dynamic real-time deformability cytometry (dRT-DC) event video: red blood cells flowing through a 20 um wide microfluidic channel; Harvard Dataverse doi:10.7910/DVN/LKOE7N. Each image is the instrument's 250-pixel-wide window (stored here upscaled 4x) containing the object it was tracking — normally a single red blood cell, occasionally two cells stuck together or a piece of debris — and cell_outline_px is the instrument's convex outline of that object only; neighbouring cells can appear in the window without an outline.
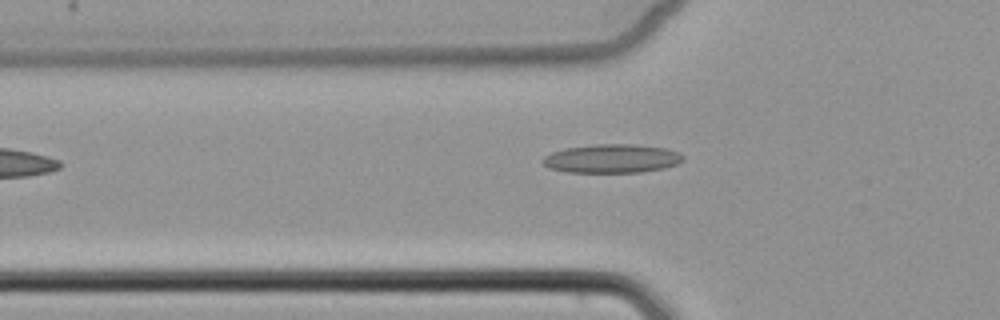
{"species": "common noctule bat (a hibernating species)", "species_latin": "Nyctalus noctula", "temperature_condition": "cold", "stored_images_in_passage": 6, "camera_frame_rate_fps": 3000, "um_per_image_px": 0.085, "animal": {"sex": "female", "body_mass_g": 22.7, "forearm_length_mm": 54.2}, "frame": {"image": 1, "passage_image": 5, "time_ms": 5.667, "image_size_px": [1000, 320], "cell_outline_px": [[684, 160], [676, 164], [664, 168], [640, 172], [568, 172], [548, 168], [540, 160], [544, 156], [552, 152], [564, 148], [596, 144], [632, 144], [668, 148], [680, 152], [684, 156]], "centroid_in_image_um": [52.01, 13.47], "position_along_channel_um": 73.8, "area_um2": 23.64}}
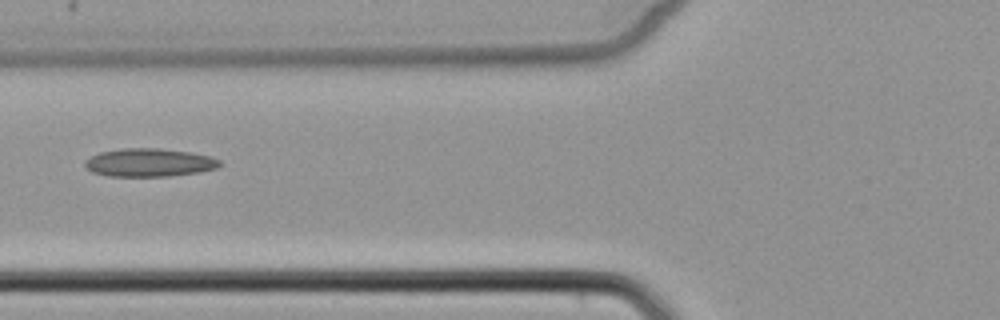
{"frame": {"image": 2, "passage_image": 6, "time_ms": 6.667, "image_size_px": [1000, 320], "cell_outline_px": [[224, 164], [216, 168], [200, 172], [168, 176], [108, 176], [92, 172], [84, 164], [84, 160], [100, 152], [124, 148], [160, 148], [192, 152], [212, 156], [220, 160]], "centroid_in_image_um": [12.74, 13.81], "position_along_channel_um": 113.1, "area_um2": 22.31}}